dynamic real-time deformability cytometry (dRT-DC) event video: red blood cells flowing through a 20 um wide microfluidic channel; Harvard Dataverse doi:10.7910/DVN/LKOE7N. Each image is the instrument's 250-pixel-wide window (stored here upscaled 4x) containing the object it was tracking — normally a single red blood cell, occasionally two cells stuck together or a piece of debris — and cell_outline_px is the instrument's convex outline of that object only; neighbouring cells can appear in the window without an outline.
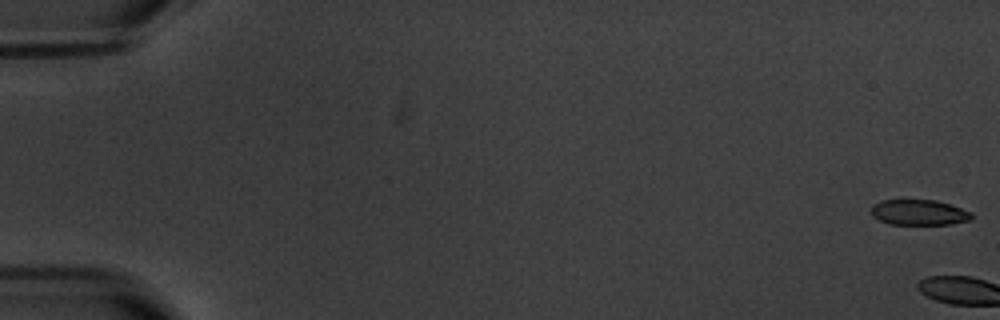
{"species": "common noctule bat (a hibernating species)", "species_latin": "Nyctalus noctula", "temperature_condition": "warm", "stored_images_in_passage": 5, "camera_frame_rate_fps": 3000, "um_per_image_px": 0.085, "animal": {"sex": "male", "body_mass_g": 20.1, "forearm_length_mm": 53.5}, "frame": {"image": 1, "passage_image": 1, "time_ms": 0.0, "image_size_px": [1000, 320], "cell_outline_px": [[972, 220], [952, 224], [888, 224], [872, 216], [872, 204], [880, 200], [936, 200], [972, 212]], "centroid_in_image_um": [78.11, 18.06], "position_along_channel_um": 6.9, "area_um2": 14.91}}
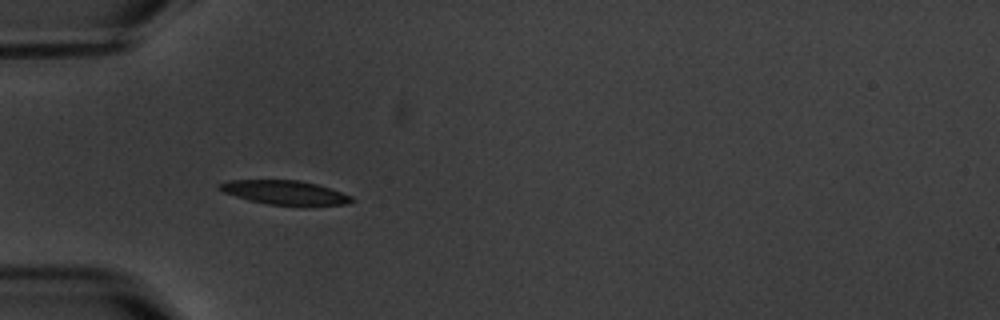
{"frame": {"image": 2, "passage_image": 4, "time_ms": 7.0, "image_size_px": [1000, 320], "cell_outline_px": [[356, 200], [348, 204], [268, 204], [248, 200], [224, 192], [216, 188], [216, 184], [228, 180], [300, 180], [316, 184], [352, 196]], "centroid_in_image_um": [24.14, 16.34], "position_along_channel_um": 60.9, "area_um2": 18.15}}